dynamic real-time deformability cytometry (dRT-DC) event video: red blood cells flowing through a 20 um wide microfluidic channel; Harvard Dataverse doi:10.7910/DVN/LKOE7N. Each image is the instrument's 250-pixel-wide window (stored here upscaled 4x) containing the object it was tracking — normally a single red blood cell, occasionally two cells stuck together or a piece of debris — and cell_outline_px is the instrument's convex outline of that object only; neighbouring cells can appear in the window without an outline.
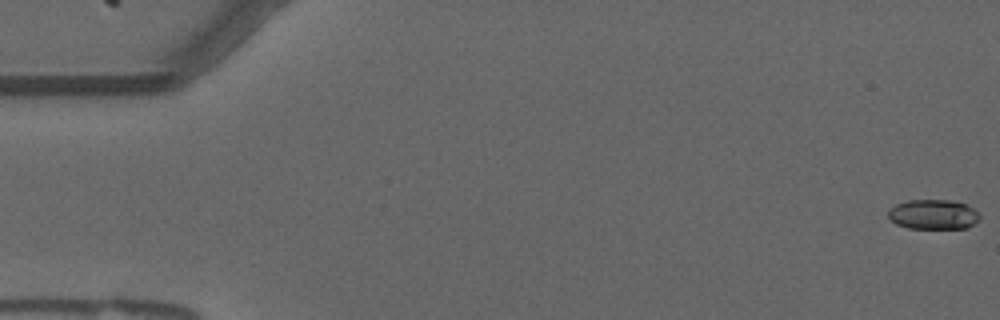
{"species": "common noctule bat (a hibernating species)", "species_latin": "Nyctalus noctula", "temperature_condition": "warm", "stored_images_in_passage": 8, "camera_frame_rate_fps": 3000, "um_per_image_px": 0.085, "animal": {"sex": "male", "forearm_length_mm": 52.5}, "frame": {"image": 1, "passage_image": 1, "time_ms": 0.0, "image_size_px": [1000, 320], "cell_outline_px": [[980, 216], [968, 228], [908, 228], [896, 224], [888, 216], [888, 212], [896, 204], [908, 200], [952, 200], [964, 204], [972, 208]], "centroid_in_image_um": [79.3, 18.22], "position_along_channel_um": 5.7, "area_um2": 15.61}}